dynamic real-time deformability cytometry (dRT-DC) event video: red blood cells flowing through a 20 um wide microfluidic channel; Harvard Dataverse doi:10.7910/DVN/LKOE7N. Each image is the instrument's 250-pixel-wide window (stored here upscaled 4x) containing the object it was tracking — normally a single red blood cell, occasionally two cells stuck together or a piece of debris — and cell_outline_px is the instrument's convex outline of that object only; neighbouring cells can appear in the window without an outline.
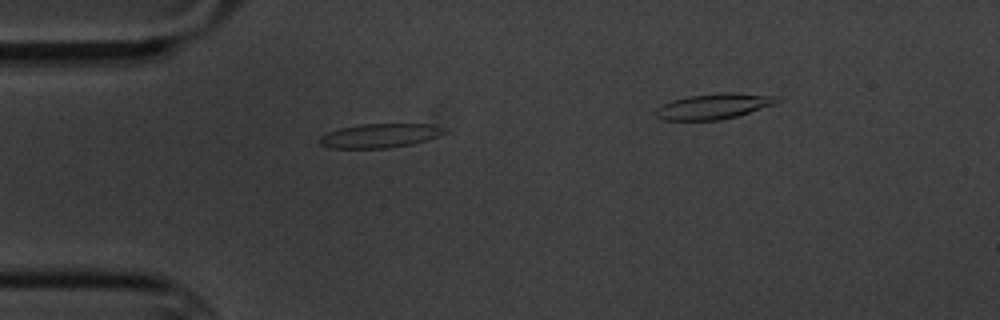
{"species": "common noctule bat (a hibernating species)", "species_latin": "Nyctalus noctula", "temperature_condition": "cold", "stored_images_in_passage": 4, "camera_frame_rate_fps": 3000, "um_per_image_px": 0.085, "animal": {"sex": "male", "body_mass_g": 20.1, "forearm_length_mm": 53.5}, "frame": {"image": 1, "passage_image": 3, "time_ms": 2.333, "image_size_px": [1000, 320], "cell_outline_px": [[448, 132], [412, 144], [388, 148], [332, 148], [320, 144], [320, 136], [328, 132], [340, 128], [360, 124], [428, 124], [440, 128]], "centroid_in_image_um": [32.23, 11.53], "position_along_channel_um": 52.8, "area_um2": 17.17}}